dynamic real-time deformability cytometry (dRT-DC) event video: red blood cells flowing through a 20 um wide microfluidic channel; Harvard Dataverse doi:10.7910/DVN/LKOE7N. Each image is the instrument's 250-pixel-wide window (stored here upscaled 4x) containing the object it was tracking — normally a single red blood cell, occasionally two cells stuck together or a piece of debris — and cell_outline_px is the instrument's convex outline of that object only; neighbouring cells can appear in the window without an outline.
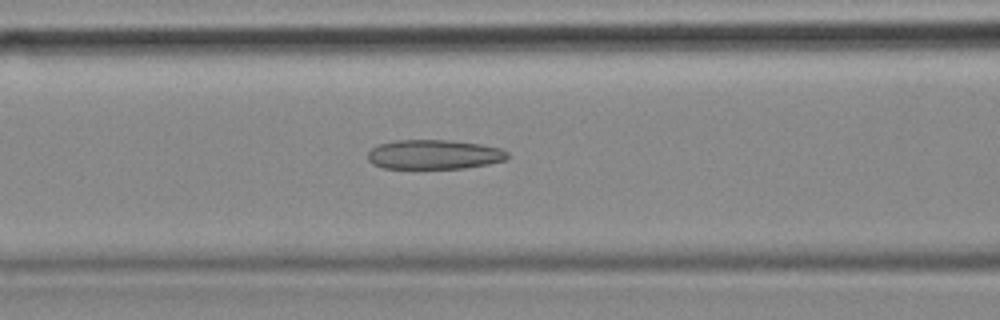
{"species": "common noctule bat (a hibernating species)", "species_latin": "Nyctalus noctula", "temperature_condition": "cold", "stored_images_in_passage": 53, "camera_frame_rate_fps": 3000, "um_per_image_px": 0.085, "animal": {"sex": "female", "body_mass_g": 18.4}, "frame": {"image": 1, "passage_image": 21, "time_ms": 6.667, "image_size_px": [1000, 320], "cell_outline_px": [[508, 156], [504, 160], [488, 164], [464, 168], [384, 168], [372, 164], [368, 160], [368, 152], [372, 148], [380, 144], [396, 140], [448, 140], [480, 144], [500, 148], [508, 152]], "centroid_in_image_um": [36.88, 13.13], "position_along_channel_um": 129.7, "area_um2": 23.87}}
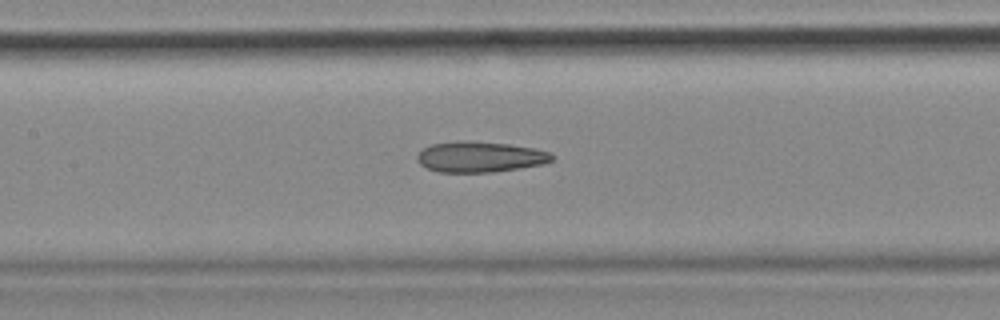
{"frame": {"image": 2, "passage_image": 24, "time_ms": 7.667, "image_size_px": [1000, 320], "cell_outline_px": [[556, 156], [552, 160], [544, 164], [520, 168], [492, 172], [440, 172], [428, 168], [420, 164], [416, 160], [416, 156], [424, 148], [432, 144], [460, 140], [508, 144], [536, 148], [552, 152]], "centroid_in_image_um": [40.84, 13.33], "position_along_channel_um": 166.6, "area_um2": 24.22}}
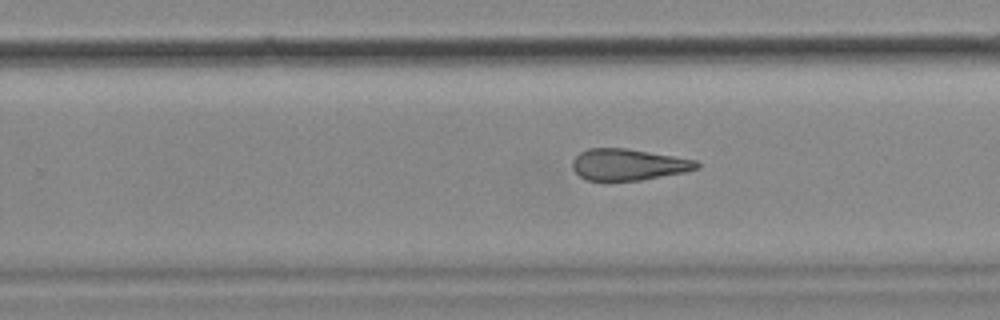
{"frame": {"image": 3, "passage_image": 33, "time_ms": 10.667, "image_size_px": [1000, 320], "cell_outline_px": [[700, 168], [684, 172], [640, 180], [584, 180], [572, 168], [572, 160], [580, 152], [588, 148], [628, 148], [696, 160], [700, 164]], "centroid_in_image_um": [53.4, 13.98], "position_along_channel_um": 276.4, "area_um2": 22.72}, "authors_computed_cell_mechanics": {"area_um2": 24.9118, "velocity_mm_per_s": 3.6854, "shape_relaxation_time_tau1_ms": null, "shape_relaxation_time_tau2_ms": 4.4356, "deformation_change_tau1": null, "deformation_change_tau2": 0.1648}}